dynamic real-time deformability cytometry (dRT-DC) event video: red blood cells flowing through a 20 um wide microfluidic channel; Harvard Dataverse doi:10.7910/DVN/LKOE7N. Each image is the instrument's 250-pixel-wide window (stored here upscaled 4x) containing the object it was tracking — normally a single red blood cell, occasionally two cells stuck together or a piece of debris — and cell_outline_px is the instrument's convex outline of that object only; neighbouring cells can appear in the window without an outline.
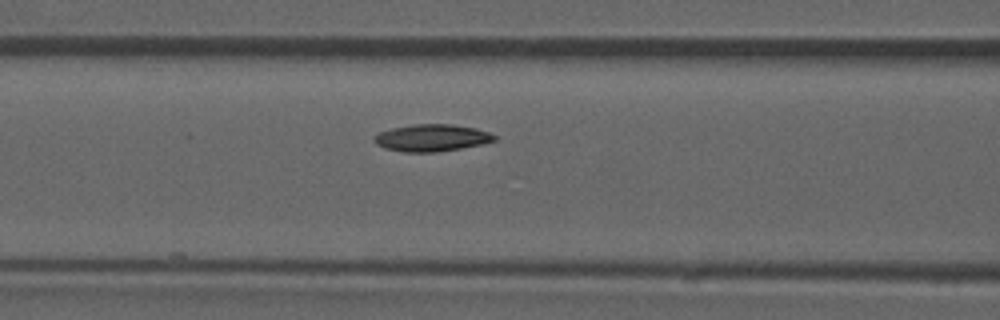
{"species": "common noctule bat (a hibernating species)", "species_latin": "Nyctalus noctula", "temperature_condition": "room temperature", "stored_images_in_passage": 45, "camera_frame_rate_fps": 3000, "um_per_image_px": 0.085, "animal": {"sex": "male", "forearm_length_mm": 52.5}, "frame": {"image": 1, "passage_image": 14, "time_ms": 4.333, "image_size_px": [1000, 320], "cell_outline_px": [[496, 140], [480, 144], [460, 148], [436, 152], [404, 152], [384, 148], [376, 144], [372, 140], [372, 136], [380, 132], [392, 128], [416, 124], [452, 124], [476, 128], [488, 132], [496, 136]], "centroid_in_image_um": [36.65, 11.71], "position_along_channel_um": 129.9, "area_um2": 18.9}, "authors_computed_cell_mechanics": {"area_um2": 18.2648, "velocity_mm_per_s": 3.8759, "shape_relaxation_time_tau1_ms": 3.1103, "shape_relaxation_time_tau2_ms": 7.9502, "deformation_change_tau1": 0.0995, "deformation_change_tau2": 0.115}}